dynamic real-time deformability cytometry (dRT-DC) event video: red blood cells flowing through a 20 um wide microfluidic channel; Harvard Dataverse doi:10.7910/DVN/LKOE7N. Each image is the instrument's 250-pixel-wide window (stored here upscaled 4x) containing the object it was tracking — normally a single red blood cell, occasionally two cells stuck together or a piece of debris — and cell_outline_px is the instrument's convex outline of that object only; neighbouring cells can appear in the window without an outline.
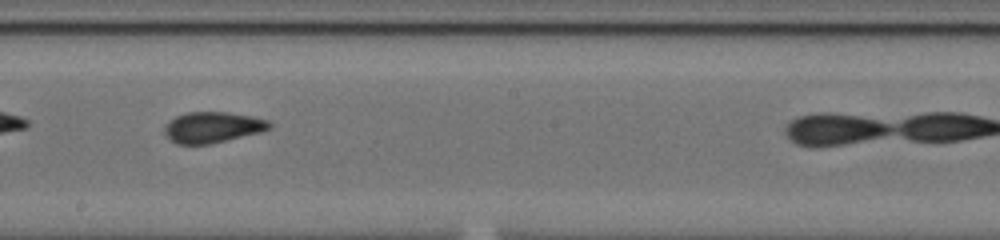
{"species": "common noctule bat (a hibernating species)", "species_latin": "Nyctalus noctula", "temperature_condition": "cold", "stored_images_in_passage": 24, "camera_frame_rate_fps": 3000, "um_per_image_px": 0.085, "animal": {"sex": "male", "body_mass_g": 20.0, "forearm_length_mm": 53.3}, "frame": {"image": 1, "passage_image": 14, "time_ms": 4.333, "image_size_px": [1000, 240], "cell_outline_px": [[272, 128], [260, 132], [208, 144], [176, 144], [164, 132], [164, 128], [168, 120], [184, 112], [228, 112], [252, 116], [268, 120], [272, 124]], "centroid_in_image_um": [18.06, 10.8], "position_along_channel_um": 230.1, "area_um2": 18.84}}